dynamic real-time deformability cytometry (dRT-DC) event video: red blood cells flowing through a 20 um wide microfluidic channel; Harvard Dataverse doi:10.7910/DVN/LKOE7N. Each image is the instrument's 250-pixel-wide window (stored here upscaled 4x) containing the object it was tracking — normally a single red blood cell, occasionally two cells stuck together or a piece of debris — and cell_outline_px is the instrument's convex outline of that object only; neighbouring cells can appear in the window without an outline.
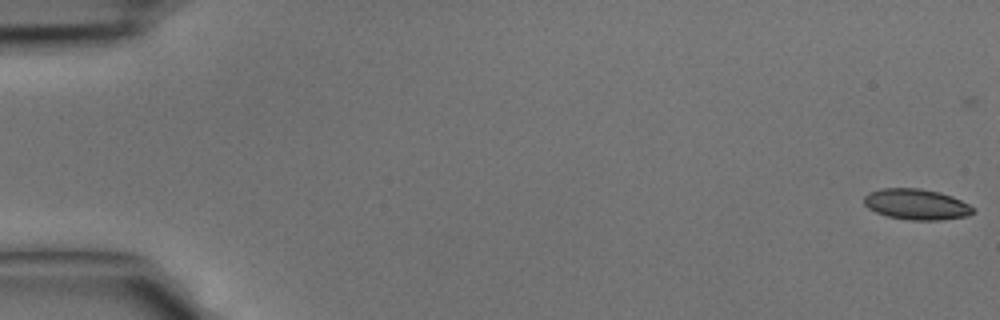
{"species": "common noctule bat (a hibernating species)", "species_latin": "Nyctalus noctula", "temperature_condition": "cold", "stored_images_in_passage": 8, "camera_frame_rate_fps": 3000, "um_per_image_px": 0.085, "animal": {"sex": "male", "body_mass_g": 15.6}, "frame": {"image": 1, "passage_image": 1, "time_ms": 0.0, "image_size_px": [1000, 320], "cell_outline_px": [[972, 212], [968, 216], [940, 220], [912, 220], [888, 216], [876, 212], [868, 208], [864, 204], [864, 196], [868, 192], [880, 188], [920, 188], [940, 192], [952, 196], [968, 204], [972, 208]], "centroid_in_image_um": [77.86, 17.35], "position_along_channel_um": 7.1, "area_um2": 19.48}}